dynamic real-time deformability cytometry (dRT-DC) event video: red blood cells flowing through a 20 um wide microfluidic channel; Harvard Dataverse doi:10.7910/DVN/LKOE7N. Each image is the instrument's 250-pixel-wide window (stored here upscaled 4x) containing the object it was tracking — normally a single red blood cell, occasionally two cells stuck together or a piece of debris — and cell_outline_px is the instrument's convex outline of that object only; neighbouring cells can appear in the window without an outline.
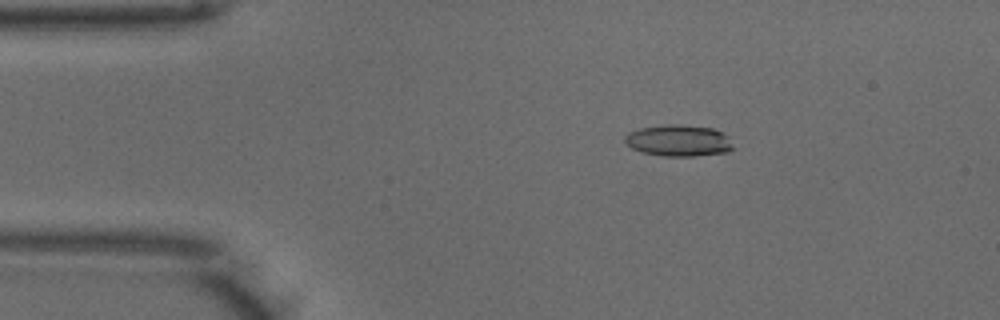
{"species": "common noctule bat (a hibernating species)", "species_latin": "Nyctalus noctula", "temperature_condition": "warm", "stored_images_in_passage": 50, "camera_frame_rate_fps": 3000, "um_per_image_px": 0.085, "animal": {"sex": "male", "body_mass_g": 18.8}, "frame": {"image": 1, "passage_image": 8, "time_ms": 2.333, "image_size_px": [1000, 320], "cell_outline_px": [[736, 148], [728, 152], [696, 156], [664, 156], [640, 152], [632, 148], [624, 140], [624, 136], [628, 132], [640, 128], [664, 124], [680, 124], [712, 128], [728, 136]], "centroid_in_image_um": [57.7, 11.95], "position_along_channel_um": 27.3, "area_um2": 20.11}}
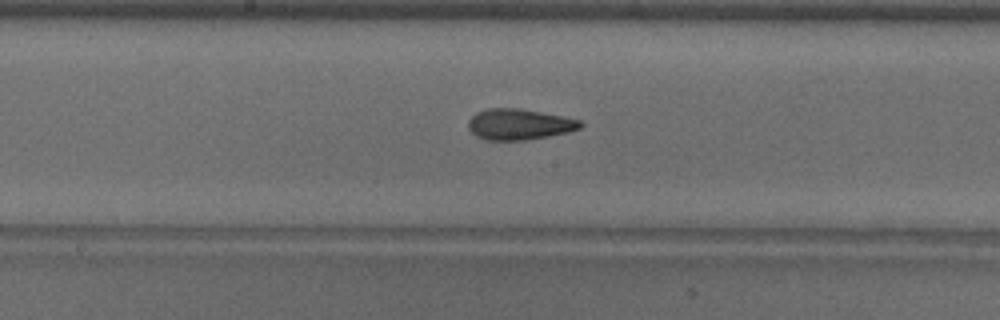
{"frame": {"image": 2, "passage_image": 25, "time_ms": 8.0, "image_size_px": [1000, 320], "cell_outline_px": [[584, 124], [580, 128], [568, 132], [548, 136], [524, 140], [484, 140], [476, 136], [468, 128], [468, 120], [476, 112], [488, 108], [520, 108], [580, 120]], "centroid_in_image_um": [44.1, 10.57], "position_along_channel_um": 204.1, "area_um2": 20.11}}
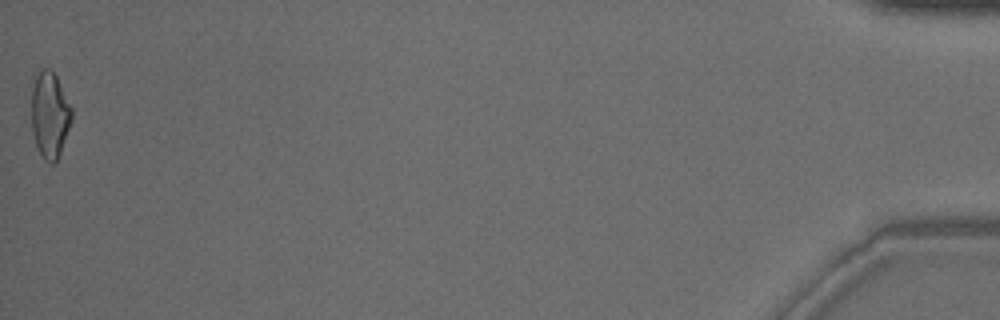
{"frame": {"image": 3, "passage_image": 50, "time_ms": 16.333, "image_size_px": [1000, 320], "cell_outline_px": [[72, 120], [56, 164], [48, 164], [44, 160], [36, 148], [32, 132], [32, 84], [36, 76], [44, 68], [48, 68], [56, 76], [72, 108]], "centroid_in_image_um": [4.23, 9.83], "position_along_channel_um": 431.0, "area_um2": 20.29}, "authors_computed_cell_mechanics": {"area_um2": 19.8254, "velocity_mm_per_s": 3.976, "shape_relaxation_time_tau1_ms": 8.7271, "shape_relaxation_time_tau2_ms": 2.2695, "deformation_change_tau1": 0.2329, "deformation_change_tau2": 0.1086}}